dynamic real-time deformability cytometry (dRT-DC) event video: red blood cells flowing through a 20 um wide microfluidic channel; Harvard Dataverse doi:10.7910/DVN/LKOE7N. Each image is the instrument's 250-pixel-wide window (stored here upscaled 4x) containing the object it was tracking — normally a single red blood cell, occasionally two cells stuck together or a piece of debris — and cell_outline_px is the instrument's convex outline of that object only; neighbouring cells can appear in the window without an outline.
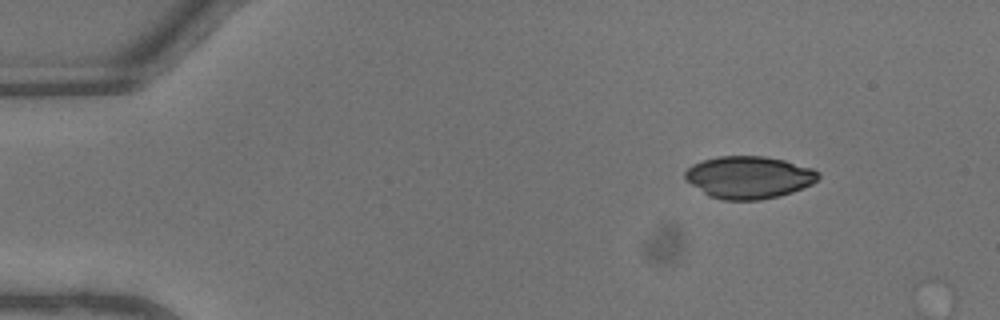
{"species": "common noctule bat (a hibernating species)", "species_latin": "Nyctalus noctula", "temperature_condition": "warm", "stored_images_in_passage": 7, "camera_frame_rate_fps": 3000, "um_per_image_px": 0.085, "animal": {"sex": "male", "body_mass_g": 13.3}, "frame": {"image": 1, "passage_image": 5, "time_ms": 1.333, "image_size_px": [1000, 320], "cell_outline_px": [[820, 176], [812, 184], [792, 192], [780, 196], [760, 200], [720, 200], [708, 196], [684, 180], [684, 172], [692, 164], [704, 160], [720, 156], [764, 156], [784, 160], [812, 168], [820, 172]], "centroid_in_image_um": [63.63, 15.08], "position_along_channel_um": 21.4, "area_um2": 33.12}}